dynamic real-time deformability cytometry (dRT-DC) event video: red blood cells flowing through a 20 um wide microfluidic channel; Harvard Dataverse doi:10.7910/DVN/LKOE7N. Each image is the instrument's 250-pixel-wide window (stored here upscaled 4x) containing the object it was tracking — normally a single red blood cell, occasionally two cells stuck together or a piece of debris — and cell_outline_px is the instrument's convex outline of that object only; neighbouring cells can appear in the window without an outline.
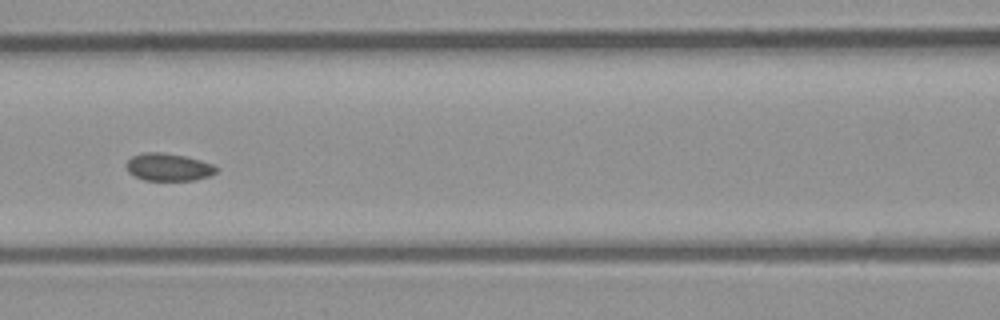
{"species": "common noctule bat (a hibernating species)", "species_latin": "Nyctalus noctula", "temperature_condition": "room temperature", "stored_images_in_passage": 8, "segment_of_instrument_passage": [1, 2], "camera_frame_rate_fps": 3000, "um_per_image_px": 0.085, "animal": {"sex": "male", "body_mass_g": 23.1, "forearm_length_mm": 52.7}, "frame": {"image": 1, "passage_image": 7, "time_ms": 2.0, "image_size_px": [1000, 320], "cell_outline_px": [[216, 172], [208, 176], [196, 180], [144, 180], [128, 172], [124, 164], [132, 156], [144, 152], [160, 152], [184, 156], [216, 164]], "centroid_in_image_um": [14.3, 14.2], "position_along_channel_um": 152.3, "area_um2": 14.45}}